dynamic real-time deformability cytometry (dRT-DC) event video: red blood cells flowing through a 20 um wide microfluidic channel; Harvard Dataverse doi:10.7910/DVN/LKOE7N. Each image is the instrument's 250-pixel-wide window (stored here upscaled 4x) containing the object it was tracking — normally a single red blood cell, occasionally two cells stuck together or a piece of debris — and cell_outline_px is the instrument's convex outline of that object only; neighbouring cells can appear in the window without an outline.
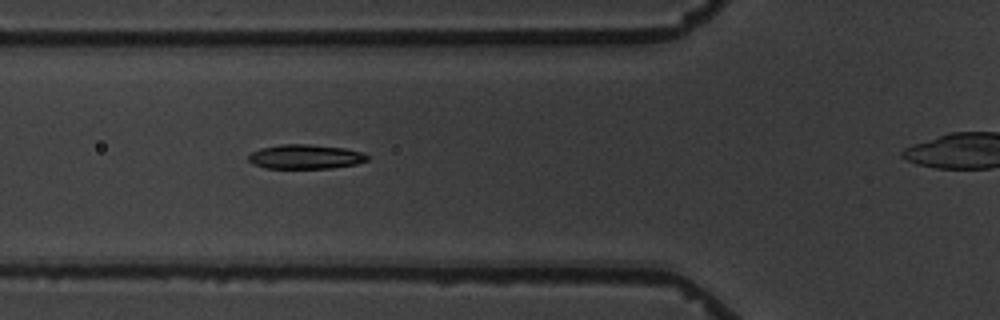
{"species": "common noctule bat (a hibernating species)", "species_latin": "Nyctalus noctula", "temperature_condition": "warm", "stored_images_in_passage": 7, "camera_frame_rate_fps": 3000, "um_per_image_px": 0.085, "animal": {"sex": "male", "body_mass_g": 19.5, "forearm_length_mm": 54.6}, "frame": {"image": 1, "passage_image": 6, "time_ms": 6.667, "image_size_px": [1000, 320], "cell_outline_px": [[368, 160], [356, 164], [332, 168], [264, 168], [252, 164], [248, 160], [248, 156], [252, 152], [260, 148], [280, 144], [308, 144], [344, 148], [364, 152], [368, 156]], "centroid_in_image_um": [25.95, 13.32], "position_along_channel_um": 99.9, "area_um2": 16.99}}